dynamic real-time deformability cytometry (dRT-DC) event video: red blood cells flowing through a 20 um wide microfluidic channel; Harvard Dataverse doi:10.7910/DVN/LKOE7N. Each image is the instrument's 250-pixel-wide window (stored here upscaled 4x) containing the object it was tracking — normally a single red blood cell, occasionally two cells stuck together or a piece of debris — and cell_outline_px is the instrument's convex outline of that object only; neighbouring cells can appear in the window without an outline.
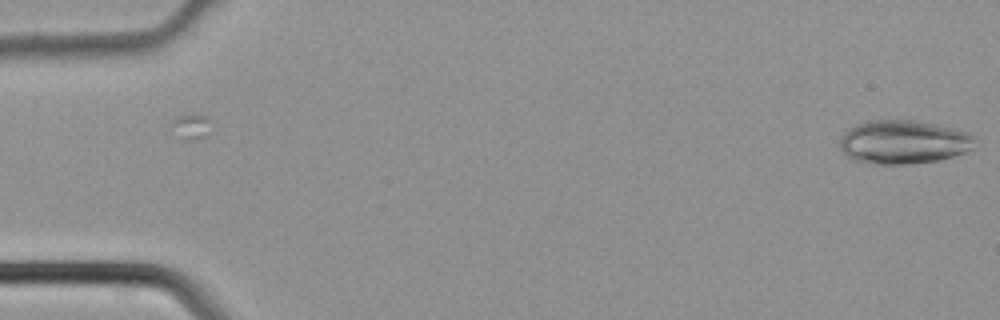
{"species": "common noctule bat (a hibernating species)", "species_latin": "Nyctalus noctula", "temperature_condition": "cold", "stored_images_in_passage": 8, "camera_frame_rate_fps": 3000, "um_per_image_px": 0.085, "animal": {"sex": "male", "body_mass_g": 21.5, "forearm_length_mm": 52.0}, "frame": {"image": 1, "passage_image": 8, "time_ms": 2.333, "image_size_px": [1000, 320], "cell_outline_px": [[972, 148], [964, 152], [952, 156], [936, 160], [908, 164], [876, 164], [856, 160], [848, 156], [840, 148], [840, 136], [848, 128], [856, 124], [868, 120], [912, 120], [952, 128], [968, 132], [972, 136]], "centroid_in_image_um": [76.73, 12.06], "position_along_channel_um": 8.3, "area_um2": 33.93}}